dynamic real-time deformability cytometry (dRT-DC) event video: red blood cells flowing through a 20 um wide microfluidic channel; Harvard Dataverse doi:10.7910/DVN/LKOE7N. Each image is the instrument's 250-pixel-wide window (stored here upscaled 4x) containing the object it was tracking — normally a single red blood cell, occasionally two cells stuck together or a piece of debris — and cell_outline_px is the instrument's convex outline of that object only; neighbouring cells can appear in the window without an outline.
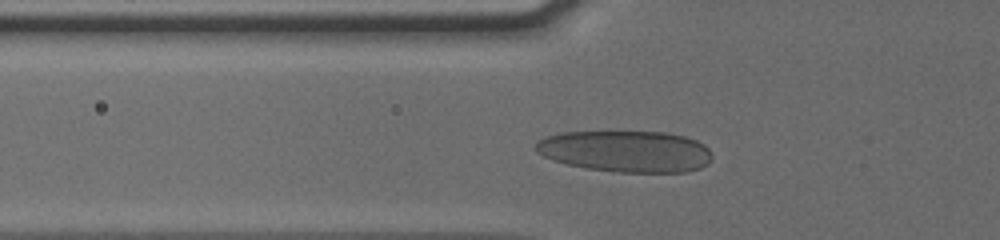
{"species": "human", "species_latin": "Homo sapiens", "temperature_condition": "cold", "stored_images_in_passage": 29, "camera_frame_rate_fps": 3000, "um_per_image_px": 0.085, "donor": {"sex": "male"}, "frame": {"image": 1, "passage_image": 2, "time_ms": 0.333, "image_size_px": [1000, 240], "cell_outline_px": [[712, 160], [708, 164], [700, 168], [688, 172], [616, 172], [588, 168], [568, 164], [552, 160], [536, 152], [532, 148], [544, 136], [560, 132], [664, 132], [684, 136], [696, 140], [704, 144], [708, 148], [712, 156]], "centroid_in_image_um": [53.2, 12.86], "position_along_channel_um": 72.6, "area_um2": 42.83}}
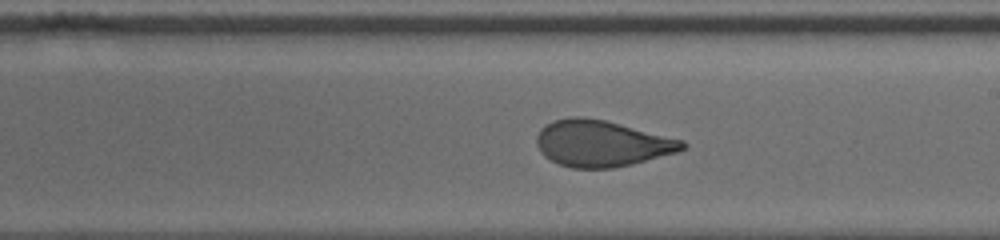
{"frame": {"image": 2, "passage_image": 15, "time_ms": 4.667, "image_size_px": [1000, 240], "cell_outline_px": [[688, 144], [680, 152], [632, 164], [612, 168], [572, 168], [560, 164], [544, 156], [540, 152], [536, 144], [536, 136], [540, 128], [556, 120], [572, 116], [580, 116], [604, 120], [684, 140]], "centroid_in_image_um": [51.15, 12.2], "position_along_channel_um": 237.8, "area_um2": 39.3}}
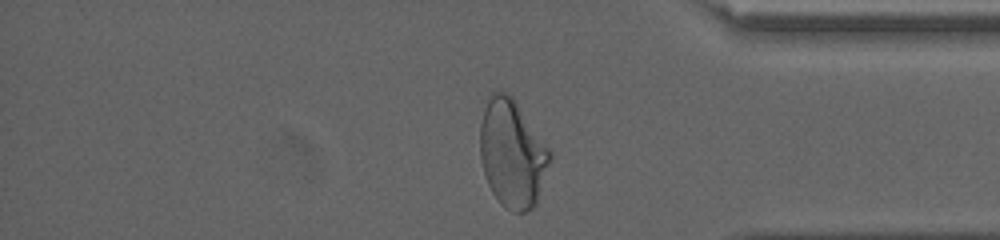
{"frame": {"image": 3, "passage_image": 28, "time_ms": 9.0, "image_size_px": [1000, 240], "cell_outline_px": [[552, 156], [536, 204], [532, 208], [524, 212], [512, 212], [504, 208], [500, 204], [492, 192], [488, 184], [484, 172], [480, 156], [480, 124], [484, 108], [488, 96], [492, 92], [508, 92], [512, 96], [552, 152]], "centroid_in_image_um": [43.53, 13.06], "position_along_channel_um": 391.7, "area_um2": 43.93}, "authors_computed_cell_mechanics": {"area_um2": 39.882, "velocity_mm_per_s": 3.8216, "shape_relaxation_time_tau1_ms": 7.8483, "shape_relaxation_time_tau2_ms": 0.6914, "deformation_change_tau1": 0.222, "deformation_change_tau2": 0.0651}}